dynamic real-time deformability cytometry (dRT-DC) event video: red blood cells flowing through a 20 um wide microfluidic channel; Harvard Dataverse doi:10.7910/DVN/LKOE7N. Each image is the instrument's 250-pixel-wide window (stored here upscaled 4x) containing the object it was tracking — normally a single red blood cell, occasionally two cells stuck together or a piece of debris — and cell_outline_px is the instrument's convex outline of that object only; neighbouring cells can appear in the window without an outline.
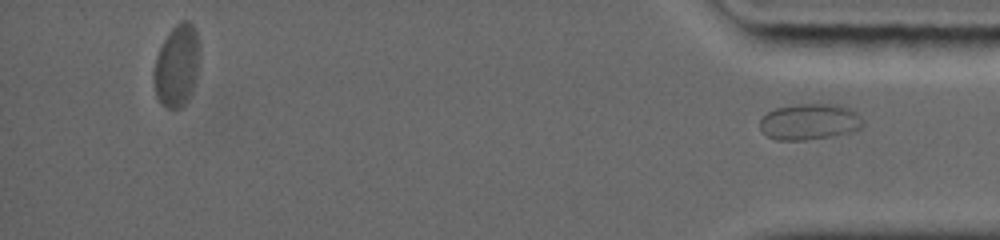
{"species": "common noctule bat (a hibernating species)", "species_latin": "Nyctalus noctula", "temperature_condition": "warm", "stored_images_in_passage": 29, "segment_of_instrument_passage": [2, 2], "camera_frame_rate_fps": 5000, "um_per_image_px": 0.085, "animal": {"sex": "female", "body_mass_g": 19.0, "forearm_length_mm": 56.7}, "frame": {"image": 1, "passage_image": 29, "time_ms": 12.6, "image_size_px": [1000, 240], "cell_outline_px": [[864, 124], [860, 128], [852, 132], [832, 136], [804, 140], [776, 140], [768, 136], [760, 128], [760, 120], [768, 112], [776, 108], [800, 104], [836, 104], [852, 108], [864, 120]], "centroid_in_image_um": [68.86, 10.35], "position_along_channel_um": 366.3, "area_um2": 21.73}}